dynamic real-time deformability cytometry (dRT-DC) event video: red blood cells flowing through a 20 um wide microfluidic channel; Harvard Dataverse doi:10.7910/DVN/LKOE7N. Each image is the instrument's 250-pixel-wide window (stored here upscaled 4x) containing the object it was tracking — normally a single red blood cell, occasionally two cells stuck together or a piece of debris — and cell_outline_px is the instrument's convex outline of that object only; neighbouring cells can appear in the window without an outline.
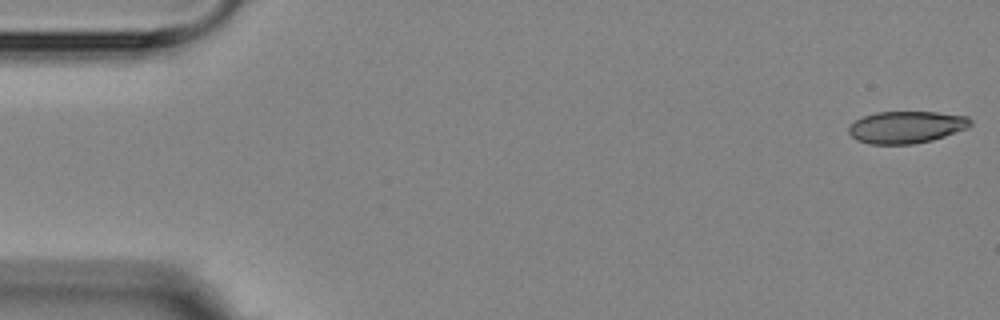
{"species": "Egyptian fruit bat (a non-hibernating species)", "species_latin": "Rousettus aegyptiacus", "temperature_condition": "room temperature", "stored_images_in_passage": 5, "segment_of_instrument_passage": [1, 2], "camera_frame_rate_fps": 3000, "um_per_image_px": 0.085, "animal": {"sex": "female"}, "frame": {"image": 1, "passage_image": 1, "time_ms": 0.0, "image_size_px": [1000, 320], "cell_outline_px": [[972, 124], [968, 128], [932, 140], [912, 144], [868, 144], [856, 140], [848, 132], [848, 128], [856, 120], [864, 116], [876, 112], [936, 112], [968, 116], [972, 120]], "centroid_in_image_um": [77.05, 10.81], "position_along_channel_um": 7.9, "area_um2": 22.77}}
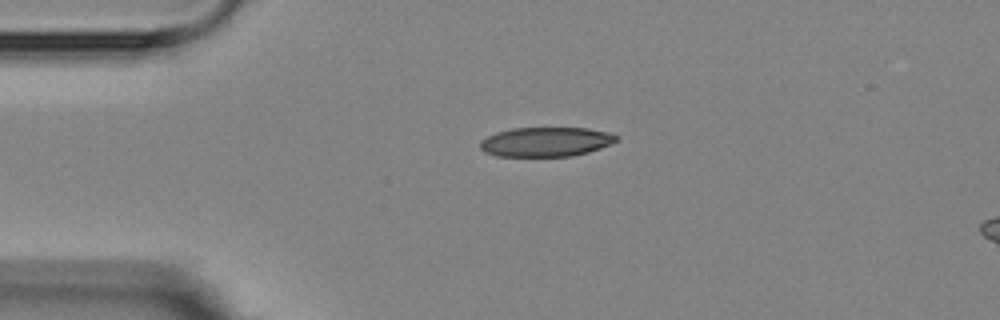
{"frame": {"image": 2, "passage_image": 4, "time_ms": 3.667, "image_size_px": [1000, 320], "cell_outline_px": [[620, 140], [612, 144], [588, 152], [572, 156], [496, 156], [484, 152], [480, 148], [480, 140], [496, 132], [512, 128], [588, 128], [612, 132], [620, 136]], "centroid_in_image_um": [46.45, 12.05], "position_along_channel_um": 38.5, "area_um2": 23.7}}